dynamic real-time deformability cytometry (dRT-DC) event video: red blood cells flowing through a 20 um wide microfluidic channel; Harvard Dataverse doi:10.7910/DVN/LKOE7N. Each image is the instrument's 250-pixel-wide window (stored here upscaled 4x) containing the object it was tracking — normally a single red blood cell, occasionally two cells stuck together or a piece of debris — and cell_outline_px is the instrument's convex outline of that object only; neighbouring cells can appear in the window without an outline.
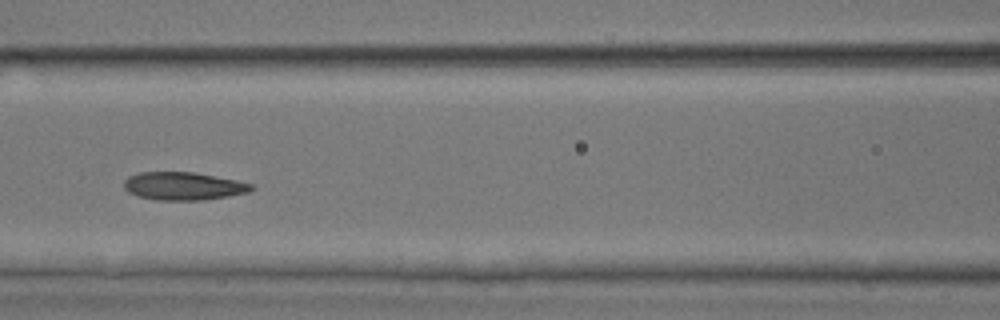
{"species": "common noctule bat (a hibernating species)", "species_latin": "Nyctalus noctula", "temperature_condition": "room temperature", "stored_images_in_passage": 41, "camera_frame_rate_fps": 3000, "um_per_image_px": 0.085, "animal": {"sex": "male", "body_mass_g": 17.9, "forearm_length_mm": 54.2}, "frame": {"image": 1, "passage_image": 12, "time_ms": 3.667, "image_size_px": [1000, 320], "cell_outline_px": [[256, 188], [248, 192], [228, 196], [204, 200], [156, 200], [136, 196], [128, 192], [124, 188], [124, 180], [128, 176], [140, 172], [192, 172], [236, 180], [252, 184]], "centroid_in_image_um": [15.56, 15.82], "position_along_channel_um": 151.0, "area_um2": 20.81}}
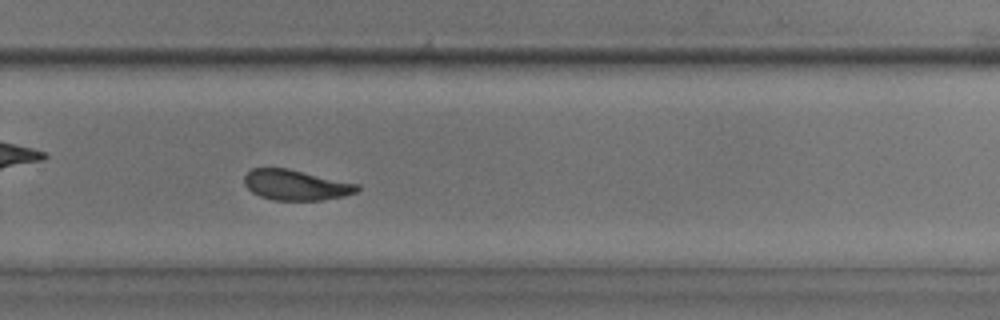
{"frame": {"image": 2, "passage_image": 24, "time_ms": 7.667, "image_size_px": [1000, 320], "cell_outline_px": [[360, 188], [356, 192], [344, 196], [320, 200], [272, 200], [260, 196], [252, 192], [244, 184], [244, 176], [252, 168], [288, 168], [360, 184]], "centroid_in_image_um": [25.15, 15.72], "position_along_channel_um": 304.6, "area_um2": 20.06}}
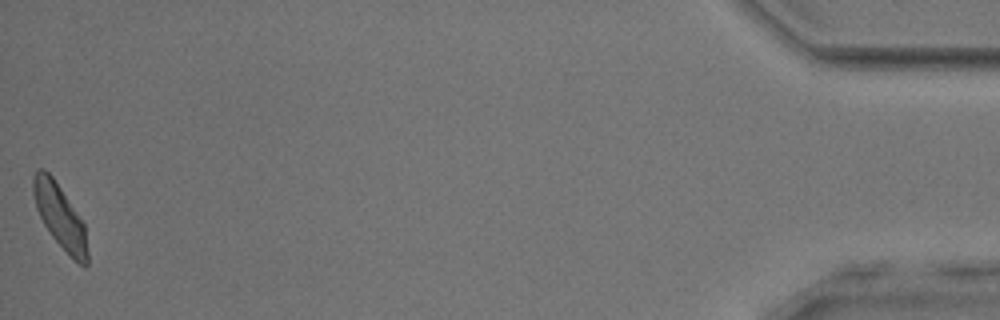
{"frame": {"image": 3, "passage_image": 41, "time_ms": 13.333, "image_size_px": [1000, 320], "cell_outline_px": [[88, 264], [84, 268], [52, 236], [44, 224], [36, 208], [32, 192], [32, 176], [40, 168], [44, 168], [52, 176], [84, 224], [88, 252]], "centroid_in_image_um": [5.07, 18.37], "position_along_channel_um": 430.1, "area_um2": 19.65}, "authors_computed_cell_mechanics": {"area_um2": 20.4612, "velocity_mm_per_s": 3.8503, "shape_relaxation_time_tau1_ms": 4.9753, "shape_relaxation_time_tau2_ms": 2.0727, "deformation_change_tau1": 0.1201, "deformation_change_tau2": 0.0748}}